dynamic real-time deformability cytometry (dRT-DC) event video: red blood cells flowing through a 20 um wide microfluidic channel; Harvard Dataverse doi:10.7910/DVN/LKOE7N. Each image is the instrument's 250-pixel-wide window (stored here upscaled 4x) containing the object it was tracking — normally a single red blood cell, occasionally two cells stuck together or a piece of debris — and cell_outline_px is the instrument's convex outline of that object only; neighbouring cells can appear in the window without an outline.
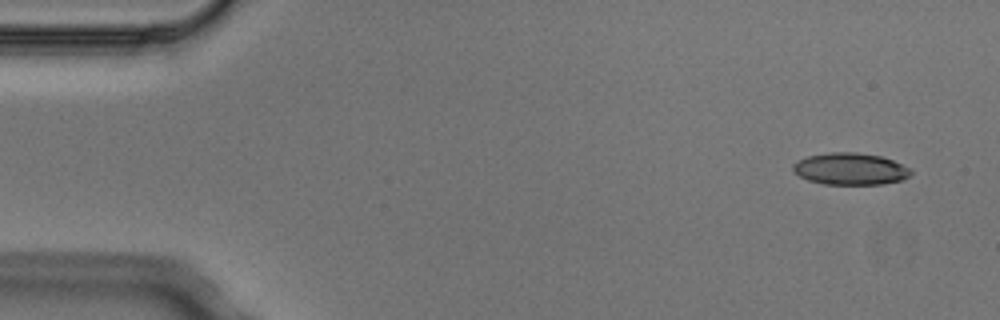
{"species": "Egyptian fruit bat (a non-hibernating species)", "species_latin": "Rousettus aegyptiacus", "temperature_condition": "cold", "stored_images_in_passage": 7, "camera_frame_rate_fps": 3000, "um_per_image_px": 0.085, "animal": {"sex": "male"}, "frame": {"image": 1, "passage_image": 1, "time_ms": 0.0, "image_size_px": [1000, 320], "cell_outline_px": [[912, 172], [904, 180], [884, 184], [824, 184], [808, 180], [792, 172], [792, 164], [796, 160], [808, 156], [828, 152], [856, 152], [880, 156], [892, 160], [912, 168]], "centroid_in_image_um": [72.26, 14.35], "position_along_channel_um": 12.7, "area_um2": 22.14}}
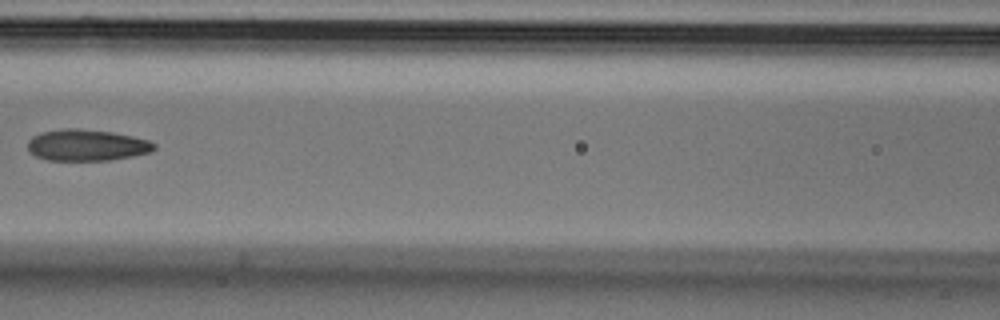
{"frame": {"image": 2, "passage_image": 6, "time_ms": 1.667, "image_size_px": [1000, 320], "cell_outline_px": [[156, 148], [152, 152], [132, 156], [108, 160], [48, 160], [36, 156], [28, 152], [28, 140], [32, 136], [40, 132], [64, 128], [76, 128], [112, 132], [132, 136], [148, 140], [156, 144]], "centroid_in_image_um": [7.36, 12.33], "position_along_channel_um": 159.2, "area_um2": 23.24}}
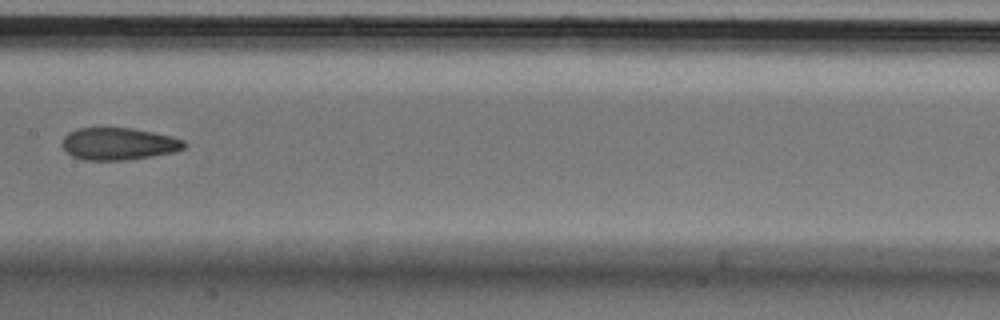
{"frame": {"image": 3, "passage_image": 7, "time_ms": 2.0, "image_size_px": [1000, 320], "cell_outline_px": [[188, 144], [184, 148], [176, 152], [128, 160], [84, 160], [72, 156], [60, 144], [64, 136], [68, 132], [76, 128], [132, 128], [172, 136], [184, 140]], "centroid_in_image_um": [10.09, 12.22], "position_along_channel_um": 197.3, "area_um2": 23.12}}